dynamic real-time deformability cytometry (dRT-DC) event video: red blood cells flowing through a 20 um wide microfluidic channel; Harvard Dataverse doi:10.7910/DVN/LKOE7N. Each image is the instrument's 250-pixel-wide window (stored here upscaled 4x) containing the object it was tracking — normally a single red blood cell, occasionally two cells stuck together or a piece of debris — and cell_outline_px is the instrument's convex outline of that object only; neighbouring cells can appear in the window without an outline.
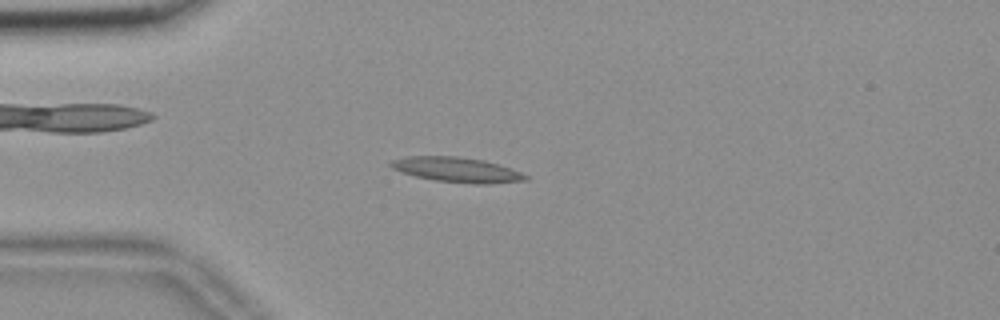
{"species": "common noctule bat (a hibernating species)", "species_latin": "Nyctalus noctula", "temperature_condition": "room temperature", "stored_images_in_passage": 19, "camera_frame_rate_fps": 3000, "um_per_image_px": 0.085, "animal": {"sex": "female", "body_mass_g": 18.4}, "frame": {"image": 1, "passage_image": 14, "time_ms": 4.333, "image_size_px": [1000, 320], "cell_outline_px": [[528, 180], [488, 184], [476, 184], [436, 180], [416, 176], [392, 168], [388, 164], [392, 160], [408, 156], [460, 156], [484, 160], [500, 164], [512, 168], [528, 176]], "centroid_in_image_um": [38.88, 14.42], "position_along_channel_um": 46.1, "area_um2": 19.54}}